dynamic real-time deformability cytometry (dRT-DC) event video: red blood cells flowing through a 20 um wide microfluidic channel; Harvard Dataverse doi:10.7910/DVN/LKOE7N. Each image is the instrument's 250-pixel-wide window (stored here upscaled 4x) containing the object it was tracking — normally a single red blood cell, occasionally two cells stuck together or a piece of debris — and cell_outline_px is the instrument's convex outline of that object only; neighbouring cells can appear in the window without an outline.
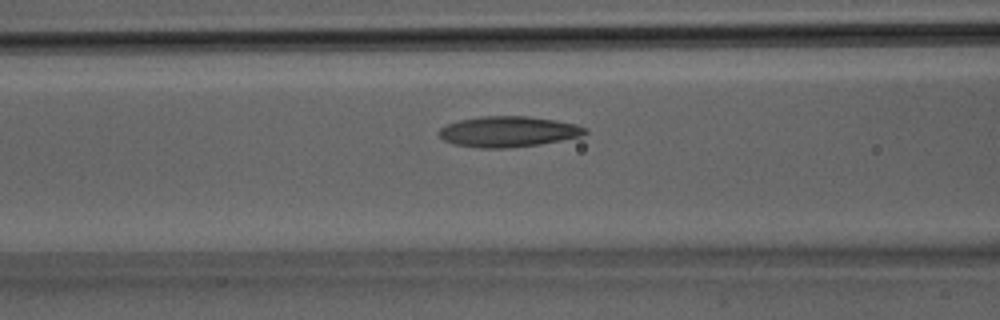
{"species": "Egyptian fruit bat (a non-hibernating species)", "species_latin": "Rousettus aegyptiacus", "temperature_condition": "room temperature", "stored_images_in_passage": 31, "camera_frame_rate_fps": 3000, "um_per_image_px": 0.085, "animal": {"sex": "male"}, "frame": {"image": 1, "passage_image": 12, "time_ms": 3.667, "image_size_px": [1000, 320], "cell_outline_px": [[588, 132], [580, 136], [540, 144], [508, 148], [476, 148], [452, 144], [444, 140], [440, 136], [440, 128], [448, 124], [460, 120], [480, 116], [528, 116], [556, 120], [576, 124], [588, 128]], "centroid_in_image_um": [43.21, 11.19], "position_along_channel_um": 123.4, "area_um2": 26.13}}
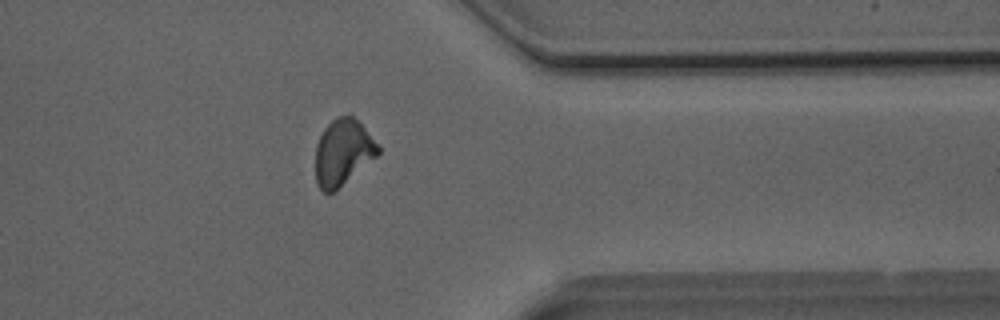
{"frame": {"image": 2, "passage_image": 25, "time_ms": 8.0, "image_size_px": [1000, 320], "cell_outline_px": [[380, 152], [376, 156], [332, 192], [324, 192], [316, 184], [316, 144], [324, 128], [336, 116], [352, 116], [364, 128], [380, 148]], "centroid_in_image_um": [29.11, 12.93], "position_along_channel_um": 382.3, "area_um2": 23.35}}
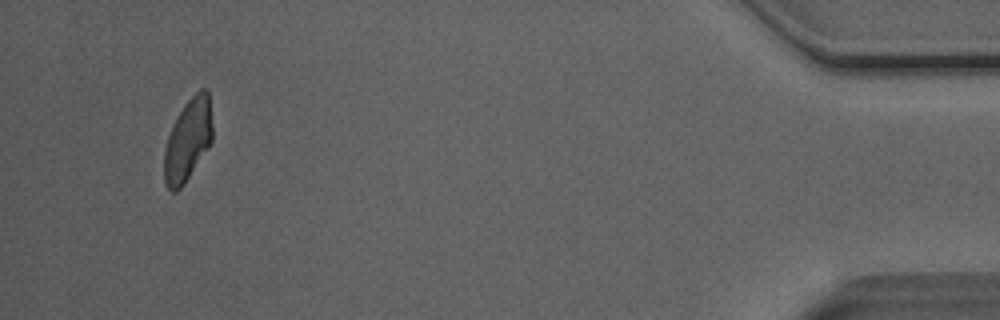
{"frame": {"image": 3, "passage_image": 30, "time_ms": 9.667, "image_size_px": [1000, 320], "cell_outline_px": [[212, 140], [208, 148], [184, 184], [176, 192], [172, 192], [164, 184], [164, 152], [168, 136], [172, 124], [184, 104], [200, 88], [208, 88], [212, 128]], "centroid_in_image_um": [15.96, 11.9], "position_along_channel_um": 419.2, "area_um2": 23.12}}